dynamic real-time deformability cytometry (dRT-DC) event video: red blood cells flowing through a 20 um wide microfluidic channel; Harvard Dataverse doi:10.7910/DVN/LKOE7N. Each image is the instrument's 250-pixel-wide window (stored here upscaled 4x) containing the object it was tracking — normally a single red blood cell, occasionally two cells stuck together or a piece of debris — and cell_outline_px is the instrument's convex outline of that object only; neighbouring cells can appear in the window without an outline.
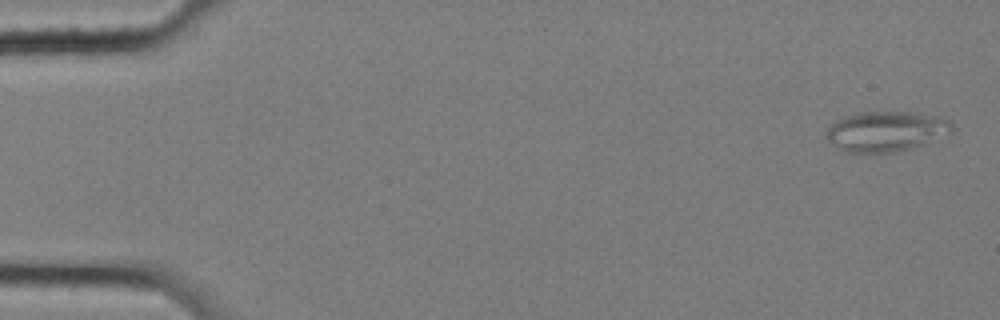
{"species": "common noctule bat (a hibernating species)", "species_latin": "Nyctalus noctula", "temperature_condition": "cold", "stored_images_in_passage": 58, "camera_frame_rate_fps": 3000, "um_per_image_px": 0.085, "animal": {"sex": "female", "body_mass_g": 25.1}, "frame": {"image": 1, "passage_image": 2, "time_ms": 0.333, "image_size_px": [1000, 320], "cell_outline_px": [[956, 128], [948, 136], [928, 144], [896, 152], [840, 152], [824, 136], [824, 132], [836, 120], [844, 116], [856, 112], [916, 112], [944, 116], [952, 120]], "centroid_in_image_um": [75.4, 11.16], "position_along_channel_um": 9.6, "area_um2": 30.58}}
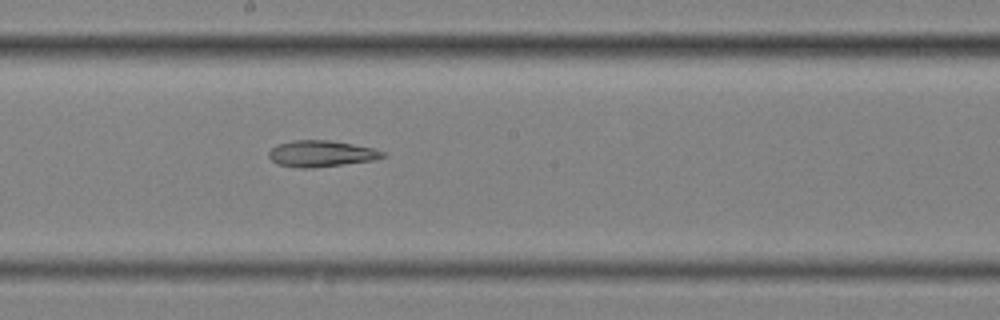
{"frame": {"image": 2, "passage_image": 32, "time_ms": 10.333, "image_size_px": [1000, 320], "cell_outline_px": [[388, 156], [376, 160], [312, 168], [300, 168], [276, 164], [268, 156], [268, 152], [276, 144], [292, 140], [332, 140], [372, 148], [388, 152]], "centroid_in_image_um": [27.33, 13.06], "position_along_channel_um": 220.9, "area_um2": 17.74}}
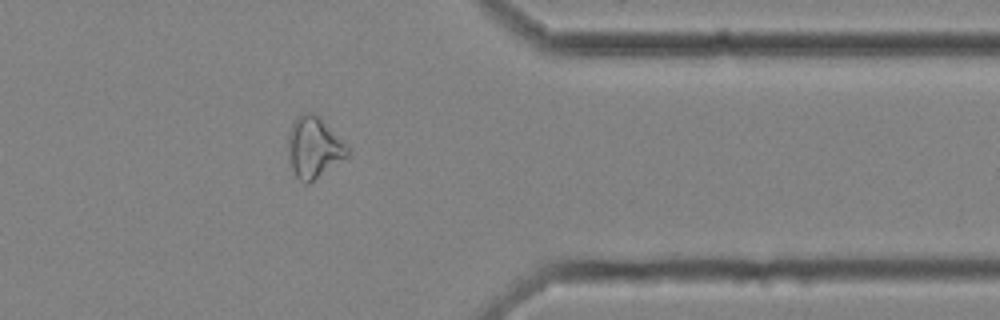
{"frame": {"image": 3, "passage_image": 47, "time_ms": 15.333, "image_size_px": [1000, 320], "cell_outline_px": [[352, 148], [348, 156], [308, 184], [304, 184], [296, 176], [292, 168], [288, 156], [288, 132], [292, 120], [304, 112], [316, 112]], "centroid_in_image_um": [26.7, 12.48], "position_along_channel_um": 384.7, "area_um2": 21.68}}